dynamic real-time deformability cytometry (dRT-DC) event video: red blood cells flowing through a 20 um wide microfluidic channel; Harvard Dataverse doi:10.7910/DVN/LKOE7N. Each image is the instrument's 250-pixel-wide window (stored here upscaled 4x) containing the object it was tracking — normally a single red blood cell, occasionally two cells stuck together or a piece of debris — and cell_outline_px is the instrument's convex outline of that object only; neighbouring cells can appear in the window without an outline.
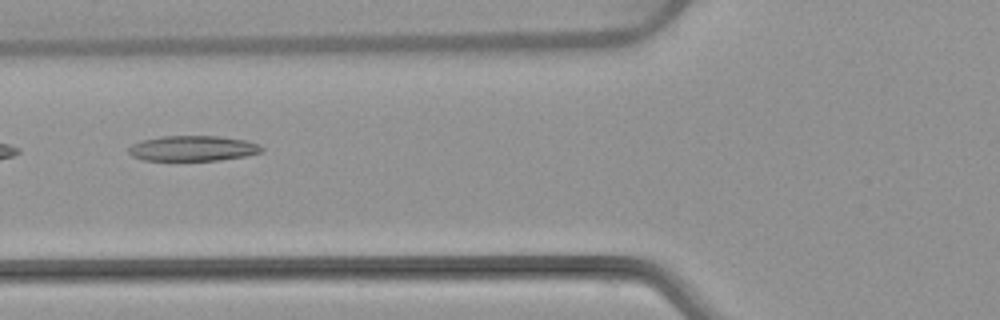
{"species": "common noctule bat (a hibernating species)", "species_latin": "Nyctalus noctula", "temperature_condition": "warm", "stored_images_in_passage": 3, "camera_frame_rate_fps": 3000, "um_per_image_px": 0.085, "animal": {"sex": "female", "body_mass_g": 22.7, "forearm_length_mm": 54.2}, "frame": {"image": 1, "passage_image": 3, "time_ms": 2.333, "image_size_px": [1000, 320], "cell_outline_px": [[264, 148], [260, 152], [244, 156], [220, 160], [144, 160], [132, 156], [128, 152], [128, 148], [132, 144], [144, 140], [160, 136], [220, 136], [248, 140], [260, 144]], "centroid_in_image_um": [16.41, 12.6], "position_along_channel_um": 109.4, "area_um2": 19.65}}